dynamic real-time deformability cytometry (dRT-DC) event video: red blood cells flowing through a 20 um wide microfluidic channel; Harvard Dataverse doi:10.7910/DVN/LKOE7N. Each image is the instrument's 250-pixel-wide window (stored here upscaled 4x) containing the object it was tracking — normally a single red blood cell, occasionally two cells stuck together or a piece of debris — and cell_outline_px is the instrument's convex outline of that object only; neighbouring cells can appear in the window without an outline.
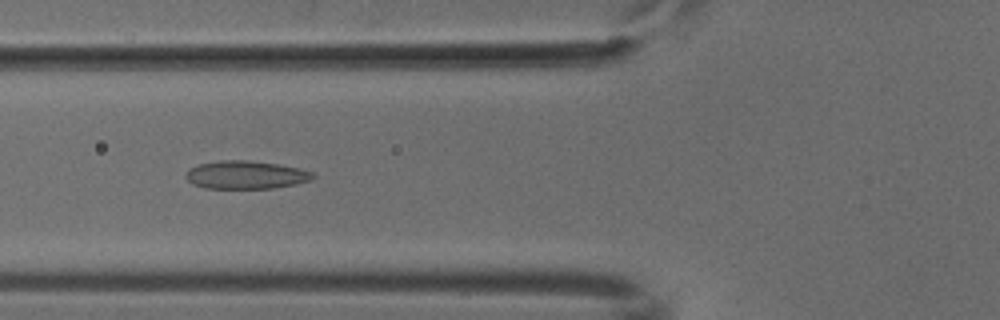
{"species": "common noctule bat (a hibernating species)", "species_latin": "Nyctalus noctula", "temperature_condition": "cold", "stored_images_in_passage": 41, "camera_frame_rate_fps": 3000, "um_per_image_px": 0.085, "animal": {"sex": "male", "body_mass_g": 18.8}, "frame": {"image": 1, "passage_image": 8, "time_ms": 2.333, "image_size_px": [1000, 320], "cell_outline_px": [[316, 176], [312, 180], [296, 184], [272, 188], [204, 188], [192, 184], [184, 176], [188, 168], [200, 164], [220, 160], [248, 160], [276, 164], [300, 168], [312, 172]], "centroid_in_image_um": [20.88, 14.86], "position_along_channel_um": 104.9, "area_um2": 20.87}}
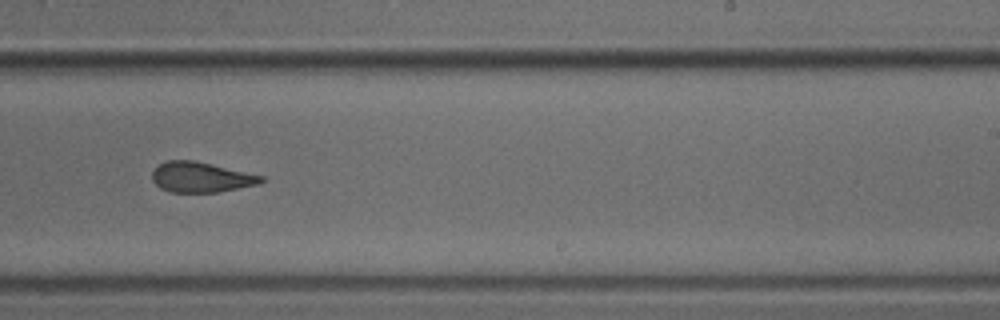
{"frame": {"image": 2, "passage_image": 21, "time_ms": 6.667, "image_size_px": [1000, 320], "cell_outline_px": [[264, 180], [260, 184], [220, 192], [172, 192], [160, 188], [152, 180], [152, 172], [160, 164], [168, 160], [196, 160], [264, 176]], "centroid_in_image_um": [17.11, 15.06], "position_along_channel_um": 271.9, "area_um2": 19.31}}
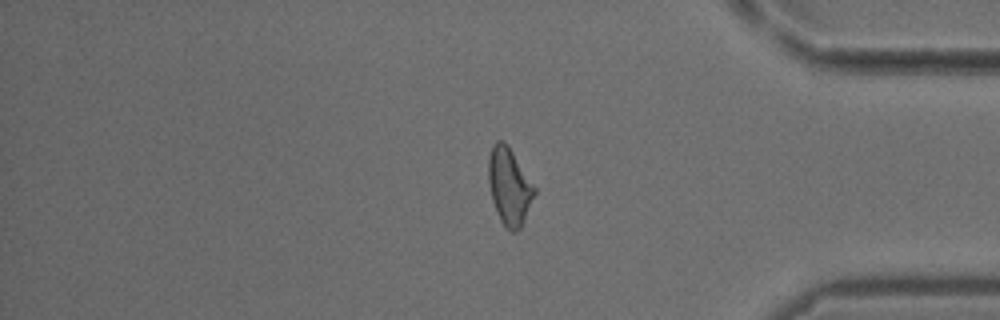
{"frame": {"image": 3, "passage_image": 32, "time_ms": 10.333, "image_size_px": [1000, 320], "cell_outline_px": [[536, 192], [524, 220], [520, 228], [516, 232], [512, 232], [500, 220], [496, 212], [492, 200], [488, 180], [488, 156], [492, 144], [496, 140], [504, 140], [508, 144], [536, 188]], "centroid_in_image_um": [43.27, 15.8], "position_along_channel_um": 391.9, "area_um2": 20.75}}